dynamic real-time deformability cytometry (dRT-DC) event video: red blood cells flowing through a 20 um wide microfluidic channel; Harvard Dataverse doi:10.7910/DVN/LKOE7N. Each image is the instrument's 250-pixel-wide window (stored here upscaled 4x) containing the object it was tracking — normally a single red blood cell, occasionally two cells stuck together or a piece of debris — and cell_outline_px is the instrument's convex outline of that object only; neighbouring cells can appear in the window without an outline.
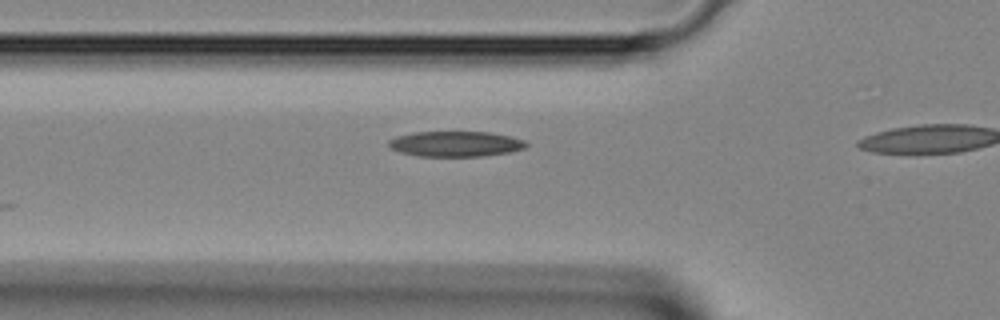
{"species": "Egyptian fruit bat (a non-hibernating species)", "species_latin": "Rousettus aegyptiacus", "temperature_condition": "room temperature", "stored_images_in_passage": 5, "camera_frame_rate_fps": 3000, "um_per_image_px": 0.085, "animal": {"sex": "female"}, "frame": {"image": 1, "passage_image": 4, "time_ms": 1.0, "image_size_px": [1000, 320], "cell_outline_px": [[528, 144], [524, 148], [512, 152], [484, 156], [416, 156], [400, 152], [392, 148], [388, 144], [388, 140], [396, 136], [412, 132], [488, 132], [512, 136], [524, 140]], "centroid_in_image_um": [38.74, 12.23], "position_along_channel_um": 87.1, "area_um2": 20.46}}